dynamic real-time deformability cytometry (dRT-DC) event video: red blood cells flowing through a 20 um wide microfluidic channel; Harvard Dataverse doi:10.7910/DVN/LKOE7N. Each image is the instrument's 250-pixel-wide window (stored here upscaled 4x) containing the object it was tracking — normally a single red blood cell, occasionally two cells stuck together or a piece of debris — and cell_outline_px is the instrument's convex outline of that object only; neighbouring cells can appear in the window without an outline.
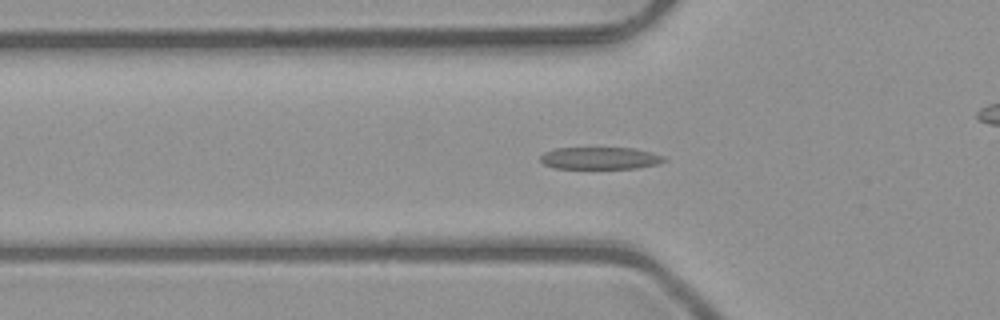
{"species": "common noctule bat (a hibernating species)", "species_latin": "Nyctalus noctula", "temperature_condition": "room temperature", "stored_images_in_passage": 49, "camera_frame_rate_fps": 3000, "um_per_image_px": 0.085, "animal": {"sex": "male", "body_mass_g": 23.1, "forearm_length_mm": 52.7}, "frame": {"image": 1, "passage_image": 14, "time_ms": 4.333, "image_size_px": [1000, 320], "cell_outline_px": [[668, 160], [656, 164], [636, 168], [552, 168], [544, 164], [540, 160], [540, 156], [544, 152], [552, 148], [632, 148], [652, 152], [664, 156]], "centroid_in_image_um": [50.98, 13.44], "position_along_channel_um": 74.8, "area_um2": 16.01}}
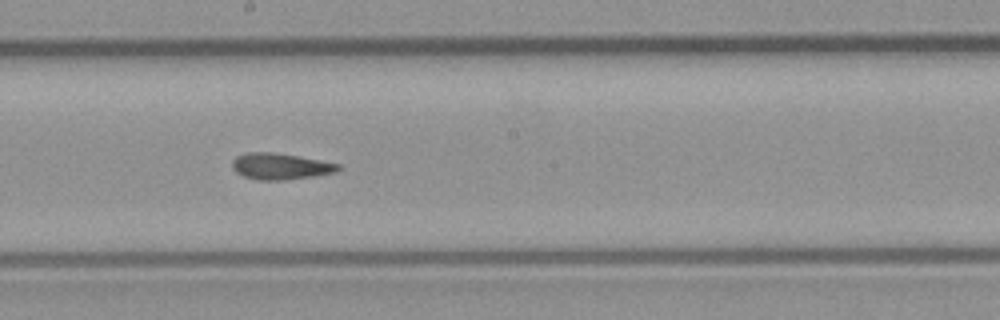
{"frame": {"image": 2, "passage_image": 25, "time_ms": 8.0, "image_size_px": [1000, 320], "cell_outline_px": [[344, 168], [336, 172], [312, 176], [284, 180], [256, 180], [244, 176], [236, 172], [232, 168], [232, 160], [236, 156], [248, 152], [272, 152], [320, 160], [340, 164]], "centroid_in_image_um": [23.83, 14.14], "position_along_channel_um": 224.4, "area_um2": 16.24}}
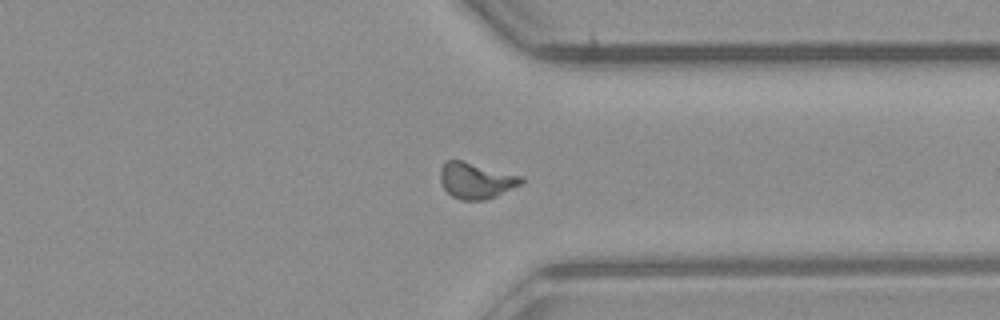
{"frame": {"image": 3, "passage_image": 36, "time_ms": 11.667, "image_size_px": [1000, 320], "cell_outline_px": [[524, 180], [520, 184], [496, 196], [484, 200], [460, 200], [452, 196], [444, 188], [440, 180], [440, 168], [448, 160], [460, 160], [524, 176]], "centroid_in_image_um": [40.46, 15.35], "position_along_channel_um": 370.9, "area_um2": 16.88}, "authors_computed_cell_mechanics": {"area_um2": 16.0684, "velocity_mm_per_s": 4.0388, "shape_relaxation_time_tau1_ms": 5.6328, "shape_relaxation_time_tau2_ms": 2.0426, "deformation_change_tau1": 0.1891, "deformation_change_tau2": 0.1092}}